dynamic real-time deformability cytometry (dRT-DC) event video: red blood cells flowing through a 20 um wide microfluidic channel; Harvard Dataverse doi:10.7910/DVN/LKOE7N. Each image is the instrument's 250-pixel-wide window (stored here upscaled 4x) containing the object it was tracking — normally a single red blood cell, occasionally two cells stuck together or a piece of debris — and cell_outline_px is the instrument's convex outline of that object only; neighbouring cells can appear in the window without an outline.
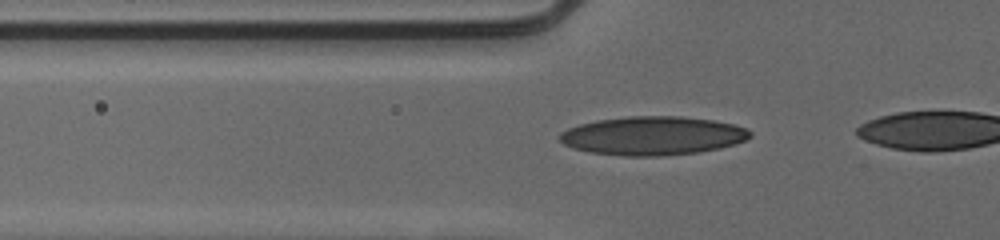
{"species": "human", "species_latin": "Homo sapiens", "temperature_condition": "cold", "stored_images_in_passage": 25, "camera_frame_rate_fps": 3000, "um_per_image_px": 0.085, "donor": {"sex": "male"}, "frame": {"image": 1, "passage_image": 3, "time_ms": 0.667, "image_size_px": [1000, 240], "cell_outline_px": [[752, 136], [744, 140], [720, 148], [700, 152], [660, 156], [624, 156], [588, 152], [572, 148], [564, 144], [560, 140], [560, 132], [568, 128], [580, 124], [596, 120], [628, 116], [680, 116], [712, 120], [732, 124], [744, 128], [752, 132]], "centroid_in_image_um": [55.44, 11.54], "position_along_channel_um": 70.4, "area_um2": 42.89}}
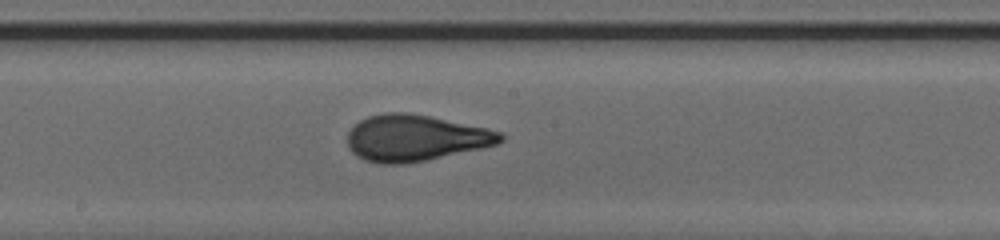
{"frame": {"image": 2, "passage_image": 14, "time_ms": 4.333, "image_size_px": [1000, 240], "cell_outline_px": [[504, 140], [496, 144], [480, 148], [424, 160], [404, 164], [380, 164], [364, 160], [356, 156], [348, 148], [348, 132], [360, 120], [368, 116], [384, 112], [408, 112], [488, 128], [500, 132], [504, 136]], "centroid_in_image_um": [35.26, 11.72], "position_along_channel_um": 212.9, "area_um2": 41.04}}
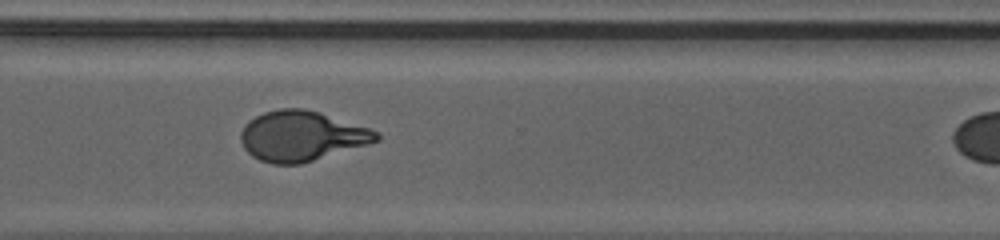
{"frame": {"image": 3, "passage_image": 24, "time_ms": 7.667, "image_size_px": [1000, 240], "cell_outline_px": [[380, 140], [368, 144], [300, 164], [272, 164], [260, 160], [252, 156], [244, 148], [240, 140], [240, 132], [244, 124], [248, 120], [264, 112], [280, 108], [304, 108], [320, 112], [380, 132]], "centroid_in_image_um": [25.6, 11.55], "position_along_channel_um": 345.0, "area_um2": 39.59}}